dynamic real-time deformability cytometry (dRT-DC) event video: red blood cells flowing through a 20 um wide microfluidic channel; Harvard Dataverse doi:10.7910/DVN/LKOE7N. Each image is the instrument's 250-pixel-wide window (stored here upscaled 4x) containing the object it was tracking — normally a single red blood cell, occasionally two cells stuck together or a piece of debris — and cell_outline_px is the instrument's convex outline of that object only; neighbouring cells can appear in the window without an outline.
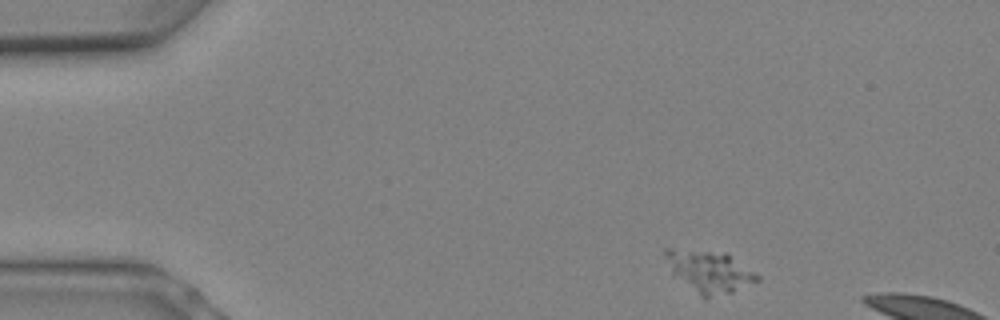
{"species": "Egyptian fruit bat (a non-hibernating species)", "species_latin": "Rousettus aegyptiacus", "temperature_condition": "warm", "stored_images_in_passage": 4, "segment_of_instrument_passage": [1, 2], "camera_frame_rate_fps": 3000, "um_per_image_px": 0.085, "animal": {"sex": "female"}, "frame": {"image": 1, "passage_image": 1, "time_ms": 0.0, "image_size_px": [1000, 320], "cell_outline_px": [[760, 280], [732, 292], [708, 296], [704, 296], [672, 272], [664, 256], [664, 248], [672, 248], [724, 252], [756, 272], [760, 276]], "centroid_in_image_um": [60.33, 23.01], "position_along_channel_um": 24.7, "area_um2": 21.56}}